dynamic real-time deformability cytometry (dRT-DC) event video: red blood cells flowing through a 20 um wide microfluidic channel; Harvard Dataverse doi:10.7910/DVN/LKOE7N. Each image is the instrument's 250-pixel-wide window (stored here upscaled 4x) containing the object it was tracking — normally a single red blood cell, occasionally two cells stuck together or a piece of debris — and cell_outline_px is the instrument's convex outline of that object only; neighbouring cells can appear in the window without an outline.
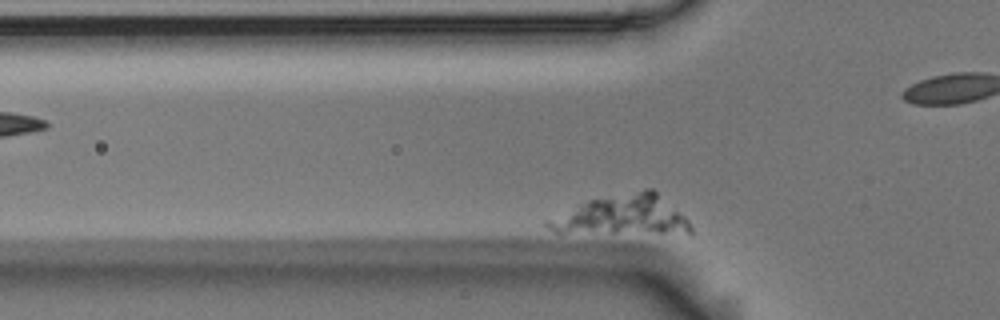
{"species": "Egyptian fruit bat (a non-hibernating species)", "species_latin": "Rousettus aegyptiacus", "temperature_condition": "room temperature", "stored_images_in_passage": 39, "camera_frame_rate_fps": 3000, "um_per_image_px": 0.085, "animal": {"sex": "male"}, "frame": {"image": 1, "passage_image": 2, "time_ms": 0.333, "image_size_px": [1000, 320], "cell_outline_px": [[692, 236], [556, 232], [548, 228], [544, 224], [544, 220], [576, 204], [588, 200], [644, 188], [652, 188], [680, 212], [688, 220], [692, 228]], "centroid_in_image_um": [52.95, 18.36], "position_along_channel_um": 72.9, "area_um2": 34.45}}
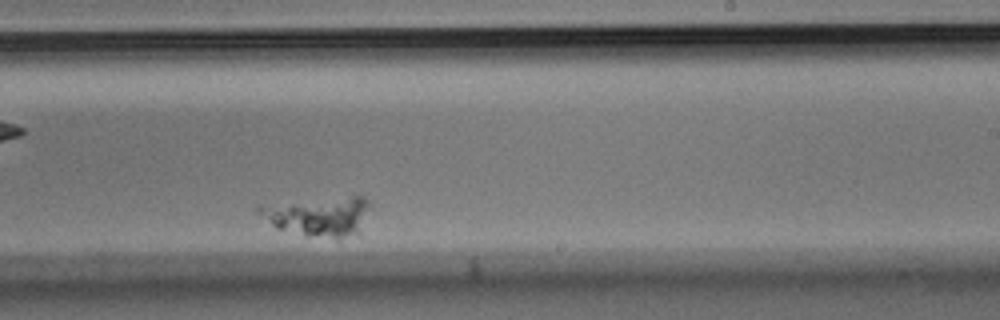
{"frame": {"image": 2, "passage_image": 24, "time_ms": 7.667, "image_size_px": [1000, 320], "cell_outline_px": [[372, 200], [360, 232], [336, 240], [304, 236], [276, 228], [256, 212], [256, 204], [352, 196], [364, 196]], "centroid_in_image_um": [27.06, 18.38], "position_along_channel_um": 261.9, "area_um2": 26.24}}
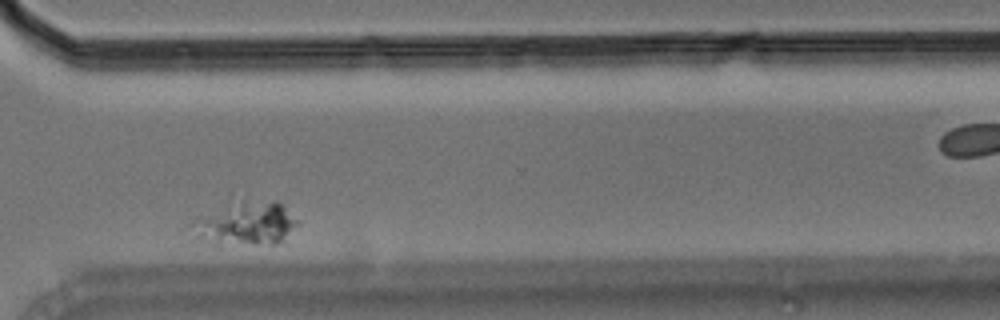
{"frame": {"image": 3, "passage_image": 33, "time_ms": 10.667, "image_size_px": [1000, 320], "cell_outline_px": [[300, 224], [280, 240], [272, 244], [220, 248], [196, 236], [188, 228], [188, 224], [196, 216], [228, 196], [276, 200], [284, 204], [300, 220]], "centroid_in_image_um": [20.75, 18.91], "position_along_channel_um": 349.8, "area_um2": 30.11}}